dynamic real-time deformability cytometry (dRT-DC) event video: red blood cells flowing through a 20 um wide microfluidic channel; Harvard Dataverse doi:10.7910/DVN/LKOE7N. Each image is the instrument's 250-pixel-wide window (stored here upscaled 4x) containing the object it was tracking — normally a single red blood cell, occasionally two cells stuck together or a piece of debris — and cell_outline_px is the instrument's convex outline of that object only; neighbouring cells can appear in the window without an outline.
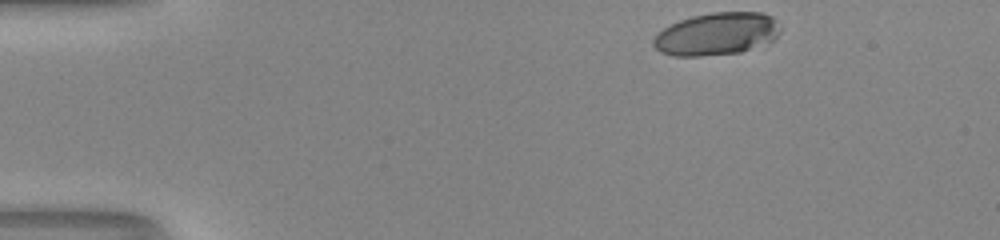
{"species": "human", "species_latin": "Homo sapiens", "temperature_condition": "room temperature", "stored_images_in_passage": 35, "camera_frame_rate_fps": 3000, "um_per_image_px": 0.085, "donor": {"sex": "male"}, "frame": {"image": 1, "passage_image": 1, "time_ms": 0.0, "image_size_px": [1000, 240], "cell_outline_px": [[780, 32], [776, 40], [740, 52], [700, 56], [672, 56], [660, 52], [652, 44], [652, 40], [664, 28], [680, 20], [692, 16], [712, 12], [760, 12], [772, 16]], "centroid_in_image_um": [60.91, 2.89], "position_along_channel_um": 24.1, "area_um2": 31.33}}
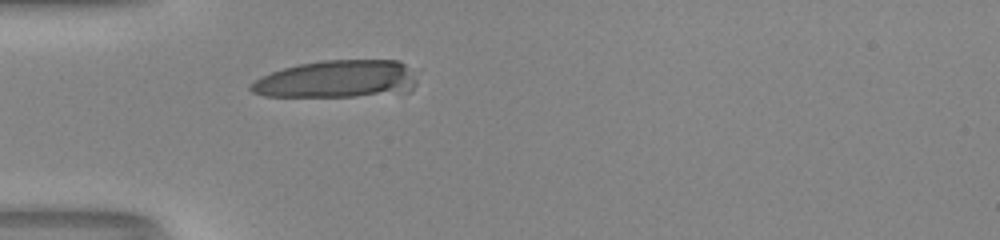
{"frame": {"image": 2, "passage_image": 10, "time_ms": 3.0, "image_size_px": [1000, 240], "cell_outline_px": [[420, 68], [416, 84], [412, 92], [356, 96], [264, 96], [252, 92], [248, 88], [260, 76], [284, 68], [300, 64], [324, 60], [396, 60]], "centroid_in_image_um": [28.81, 6.72], "position_along_channel_um": 56.2, "area_um2": 37.05}}